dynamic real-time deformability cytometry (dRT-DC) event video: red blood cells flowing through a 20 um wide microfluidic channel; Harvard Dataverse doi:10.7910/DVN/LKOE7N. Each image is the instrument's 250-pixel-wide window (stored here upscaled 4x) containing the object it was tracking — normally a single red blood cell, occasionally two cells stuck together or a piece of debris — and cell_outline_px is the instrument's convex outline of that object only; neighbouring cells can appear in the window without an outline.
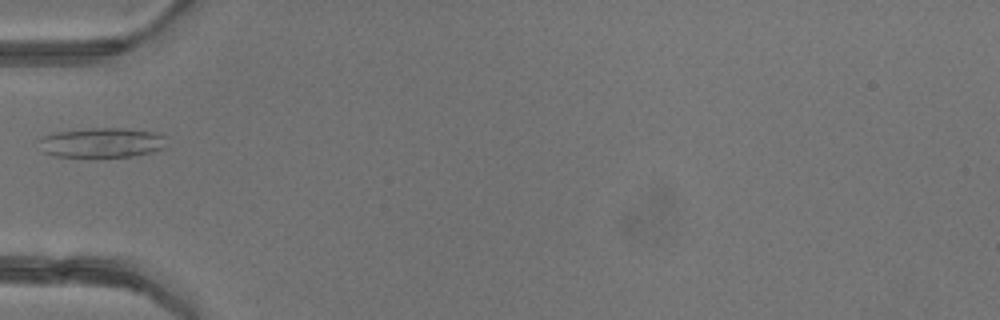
{"species": "common noctule bat (a hibernating species)", "species_latin": "Nyctalus noctula", "temperature_condition": "warm", "stored_images_in_passage": 5, "camera_frame_rate_fps": 3000, "um_per_image_px": 0.085, "animal": {"sex": "female"}, "frame": {"image": 1, "passage_image": 5, "time_ms": 5.333, "image_size_px": [1000, 320], "cell_outline_px": [[164, 148], [152, 152], [132, 156], [56, 156], [44, 152], [36, 140], [44, 136], [56, 132], [88, 128], [120, 128], [156, 132], [164, 136]], "centroid_in_image_um": [8.63, 12.11], "position_along_channel_um": 76.4, "area_um2": 21.91}}